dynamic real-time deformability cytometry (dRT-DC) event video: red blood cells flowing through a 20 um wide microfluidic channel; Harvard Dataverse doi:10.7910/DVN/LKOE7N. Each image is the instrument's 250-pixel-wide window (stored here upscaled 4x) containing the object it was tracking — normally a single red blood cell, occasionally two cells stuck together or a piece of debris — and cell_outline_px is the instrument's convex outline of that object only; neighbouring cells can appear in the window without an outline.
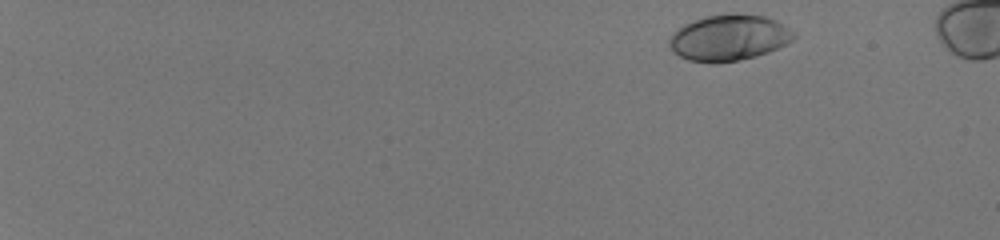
{"species": "human", "species_latin": "Homo sapiens", "temperature_condition": "room temperature", "stored_images_in_passage": 48, "camera_frame_rate_fps": 3000, "um_per_image_px": 0.085, "donor": {"sex": "male"}, "frame": {"image": 1, "passage_image": 1, "time_ms": 0.0, "image_size_px": [1000, 240], "cell_outline_px": [[796, 36], [788, 44], [768, 52], [756, 56], [716, 64], [712, 64], [688, 60], [680, 56], [668, 44], [668, 40], [672, 32], [684, 24], [704, 16], [732, 12], [736, 12], [764, 16], [776, 20], [784, 24], [796, 32]], "centroid_in_image_um": [61.98, 3.19], "position_along_channel_um": 23.0, "area_um2": 33.93}}
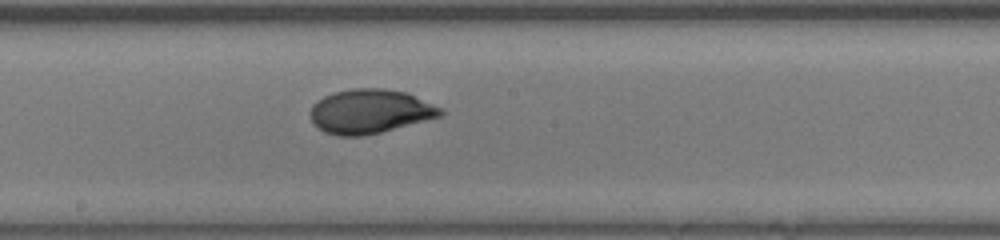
{"frame": {"image": 2, "passage_image": 29, "time_ms": 9.333, "image_size_px": [1000, 240], "cell_outline_px": [[444, 112], [440, 116], [380, 132], [360, 136], [336, 136], [324, 132], [312, 120], [308, 112], [312, 104], [316, 100], [324, 96], [336, 92], [352, 88], [380, 88], [408, 92], [440, 108]], "centroid_in_image_um": [31.4, 9.46], "position_along_channel_um": 216.8, "area_um2": 33.29}}
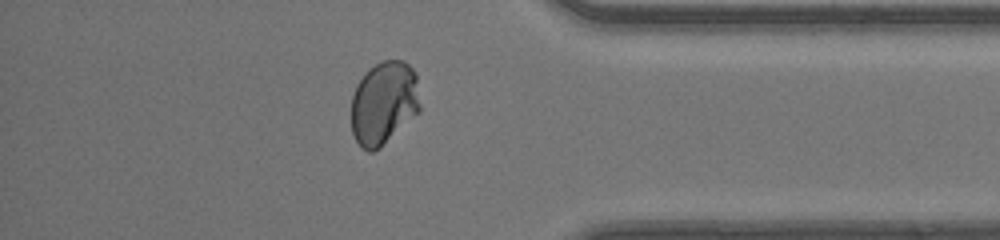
{"frame": {"image": 3, "passage_image": 43, "time_ms": 14.0, "image_size_px": [1000, 240], "cell_outline_px": [[420, 112], [380, 148], [372, 152], [368, 152], [356, 140], [352, 132], [352, 96], [356, 84], [376, 64], [384, 60], [404, 60], [416, 72], [420, 104]], "centroid_in_image_um": [32.66, 8.76], "position_along_channel_um": 402.5, "area_um2": 33.41}, "authors_computed_cell_mechanics": {"area_um2": 32.9171, "velocity_mm_per_s": 4.1563, "shape_relaxation_time_tau1_ms": 4.7168, "shape_relaxation_time_tau2_ms": null, "deformation_change_tau1": 0.1859, "deformation_change_tau2": null}}